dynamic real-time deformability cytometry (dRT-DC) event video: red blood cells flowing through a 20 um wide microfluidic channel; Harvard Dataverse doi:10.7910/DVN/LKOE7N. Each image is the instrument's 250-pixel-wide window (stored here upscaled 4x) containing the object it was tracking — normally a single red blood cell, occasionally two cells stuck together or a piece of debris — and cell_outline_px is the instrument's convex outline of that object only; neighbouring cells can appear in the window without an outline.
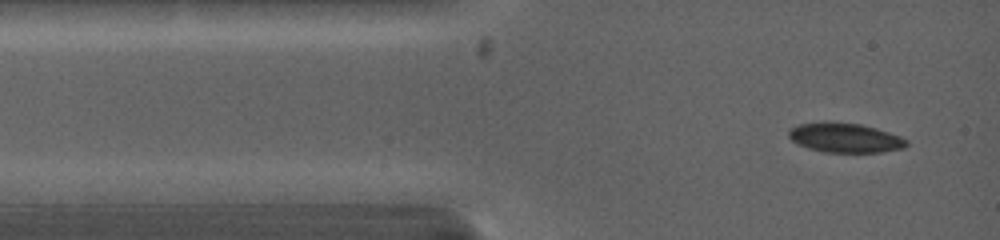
{"species": "common noctule bat (a hibernating species)", "species_latin": "Nyctalus noctula", "temperature_condition": "warm", "stored_images_in_passage": 26, "camera_frame_rate_fps": 5000, "um_per_image_px": 0.085, "animal": {"sex": "female", "body_mass_g": 19.0, "forearm_length_mm": 53.3}, "frame": {"image": 1, "passage_image": 3, "time_ms": 0.4, "image_size_px": [1000, 240], "cell_outline_px": [[908, 144], [904, 148], [880, 152], [824, 152], [808, 148], [792, 140], [788, 136], [788, 132], [792, 128], [800, 124], [824, 120], [828, 120], [860, 124], [876, 128], [900, 136], [908, 140]], "centroid_in_image_um": [71.83, 11.69], "position_along_channel_um": 13.2, "area_um2": 20.4}}
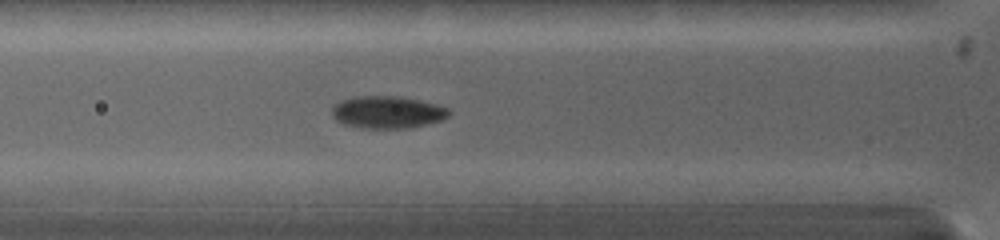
{"frame": {"image": 2, "passage_image": 13, "time_ms": 3.2, "image_size_px": [1000, 240], "cell_outline_px": [[448, 116], [440, 120], [408, 128], [368, 128], [344, 124], [336, 120], [332, 116], [332, 104], [340, 100], [356, 96], [396, 96], [420, 100], [436, 104], [448, 108]], "centroid_in_image_um": [32.87, 9.52], "position_along_channel_um": 92.9, "area_um2": 21.85}}
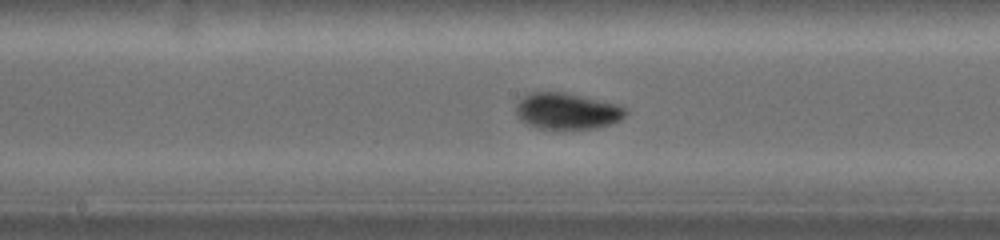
{"frame": {"image": 3, "passage_image": 23, "time_ms": 5.8, "image_size_px": [1000, 240], "cell_outline_px": [[628, 112], [620, 120], [612, 124], [596, 128], [536, 128], [520, 120], [516, 116], [516, 104], [528, 92], [564, 92], [616, 104], [624, 108]], "centroid_in_image_um": [48.17, 9.44], "position_along_channel_um": 200.0, "area_um2": 23.0}}